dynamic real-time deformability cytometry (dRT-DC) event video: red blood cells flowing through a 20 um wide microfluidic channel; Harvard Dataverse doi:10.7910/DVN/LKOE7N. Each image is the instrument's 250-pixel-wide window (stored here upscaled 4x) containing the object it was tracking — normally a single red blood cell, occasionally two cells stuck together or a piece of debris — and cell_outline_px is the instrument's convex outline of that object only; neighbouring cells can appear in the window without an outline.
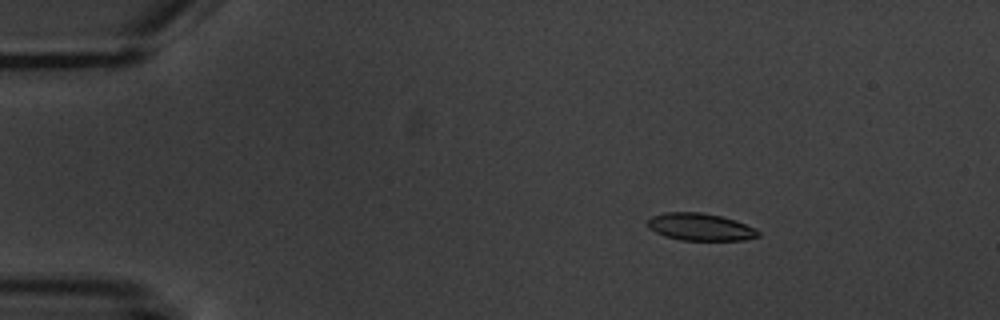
{"species": "common noctule bat (a hibernating species)", "species_latin": "Nyctalus noctula", "temperature_condition": "warm", "stored_images_in_passage": 5, "camera_frame_rate_fps": 3000, "um_per_image_px": 0.085, "animal": {"sex": "male", "body_mass_g": 20.1, "forearm_length_mm": 53.5}, "frame": {"image": 1, "passage_image": 3, "time_ms": 3.0, "image_size_px": [1000, 320], "cell_outline_px": [[760, 236], [744, 240], [680, 240], [664, 236], [648, 228], [648, 220], [652, 216], [664, 212], [700, 212], [720, 216], [736, 220], [756, 228], [760, 232]], "centroid_in_image_um": [59.54, 19.29], "position_along_channel_um": 25.5, "area_um2": 17.69}}